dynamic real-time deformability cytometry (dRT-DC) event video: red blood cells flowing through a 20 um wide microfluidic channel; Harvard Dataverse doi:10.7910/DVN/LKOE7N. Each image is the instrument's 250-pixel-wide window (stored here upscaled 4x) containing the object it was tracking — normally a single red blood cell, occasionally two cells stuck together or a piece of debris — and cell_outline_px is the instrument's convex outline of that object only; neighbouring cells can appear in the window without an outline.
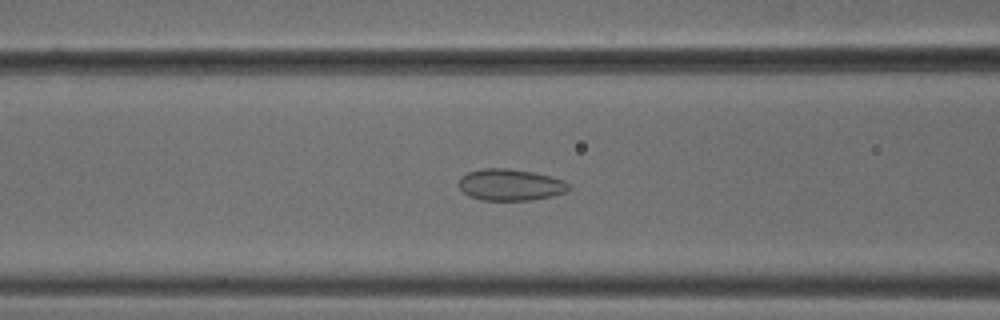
{"species": "common noctule bat (a hibernating species)", "species_latin": "Nyctalus noctula", "temperature_condition": "cold", "stored_images_in_passage": 53, "camera_frame_rate_fps": 3000, "um_per_image_px": 0.085, "animal": {"sex": "male", "body_mass_g": 18.8}, "frame": {"image": 1, "passage_image": 22, "time_ms": 7.0, "image_size_px": [1000, 320], "cell_outline_px": [[572, 188], [568, 192], [552, 196], [532, 200], [480, 200], [468, 196], [460, 188], [460, 176], [468, 172], [480, 168], [508, 168], [532, 172], [564, 180]], "centroid_in_image_um": [43.39, 15.71], "position_along_channel_um": 123.2, "area_um2": 20.35}}
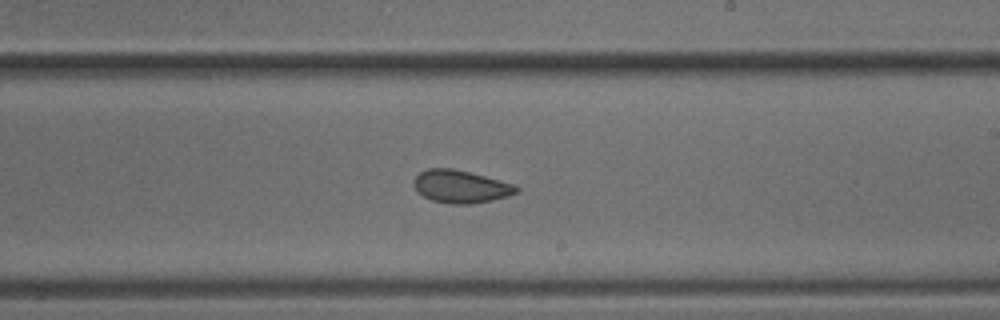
{"frame": {"image": 2, "passage_image": 32, "time_ms": 10.333, "image_size_px": [1000, 320], "cell_outline_px": [[520, 192], [508, 196], [492, 200], [472, 204], [452, 204], [432, 200], [416, 192], [412, 184], [412, 180], [420, 172], [428, 168], [452, 168], [484, 176], [512, 184], [520, 188]], "centroid_in_image_um": [39.13, 15.86], "position_along_channel_um": 249.9, "area_um2": 19.59}}
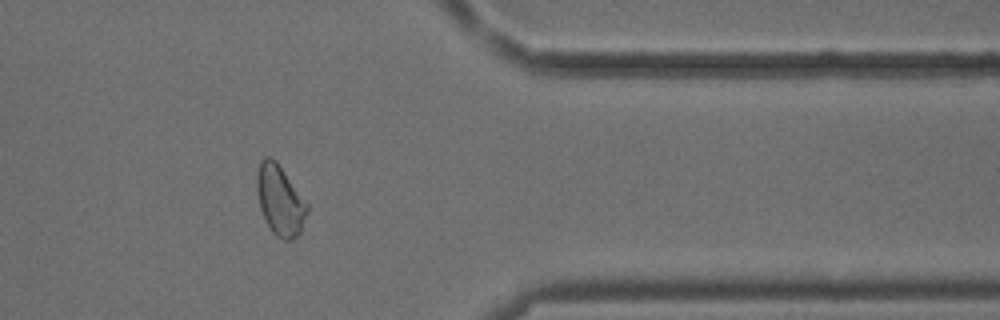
{"frame": {"image": 3, "passage_image": 44, "time_ms": 14.333, "image_size_px": [1000, 320], "cell_outline_px": [[308, 212], [300, 232], [292, 240], [284, 240], [276, 236], [272, 232], [260, 208], [256, 188], [256, 172], [260, 160], [264, 156], [272, 156], [276, 160], [308, 204]], "centroid_in_image_um": [23.79, 16.99], "position_along_channel_um": 387.6, "area_um2": 20.63}, "authors_computed_cell_mechanics": {"area_um2": 20.9814, "velocity_mm_per_s": 3.7962, "shape_relaxation_time_tau1_ms": null, "shape_relaxation_time_tau2_ms": 1.0413, "deformation_change_tau1": null, "deformation_change_tau2": 0.0576}}